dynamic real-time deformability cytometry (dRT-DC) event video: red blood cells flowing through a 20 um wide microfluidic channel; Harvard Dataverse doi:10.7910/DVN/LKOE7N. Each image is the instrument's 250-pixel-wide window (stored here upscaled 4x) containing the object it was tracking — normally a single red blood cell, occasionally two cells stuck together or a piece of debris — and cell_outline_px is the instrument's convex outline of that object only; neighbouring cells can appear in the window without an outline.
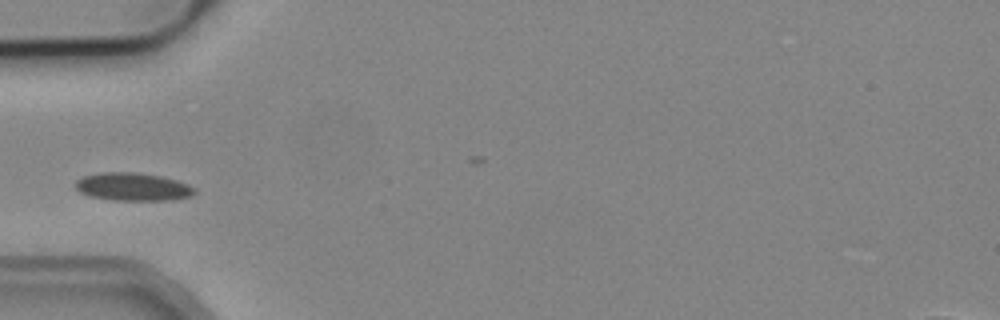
{"species": "common noctule bat (a hibernating species)", "species_latin": "Nyctalus noctula", "temperature_condition": "cold", "stored_images_in_passage": 3, "camera_frame_rate_fps": 3000, "um_per_image_px": 0.085, "animal": {"sex": "male", "body_mass_g": 19.2, "forearm_length_mm": 51.8}, "frame": {"image": 1, "passage_image": 3, "time_ms": 3.333, "image_size_px": [1000, 320], "cell_outline_px": [[196, 192], [188, 196], [168, 200], [112, 200], [88, 196], [80, 192], [76, 188], [76, 180], [84, 176], [100, 172], [136, 172], [160, 176], [176, 180], [188, 184], [196, 188]], "centroid_in_image_um": [11.26, 15.87], "position_along_channel_um": 73.7, "area_um2": 19.36}}